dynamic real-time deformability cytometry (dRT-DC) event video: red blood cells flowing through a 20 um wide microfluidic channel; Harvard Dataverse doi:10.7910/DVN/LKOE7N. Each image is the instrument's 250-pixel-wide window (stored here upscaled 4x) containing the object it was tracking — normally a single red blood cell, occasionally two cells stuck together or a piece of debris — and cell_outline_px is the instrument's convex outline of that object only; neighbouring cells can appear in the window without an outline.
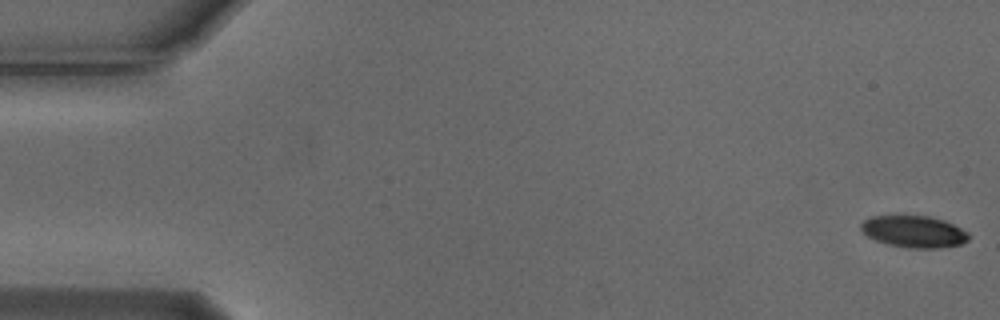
{"species": "Egyptian fruit bat (a non-hibernating species)", "species_latin": "Rousettus aegyptiacus", "temperature_condition": "cold", "stored_images_in_passage": 6, "segment_of_instrument_passage": [1, 2], "camera_frame_rate_fps": 3000, "um_per_image_px": 0.085, "animal": {"sex": "male"}, "frame": {"image": 1, "passage_image": 1, "time_ms": 0.0, "image_size_px": [1000, 320], "cell_outline_px": [[968, 240], [960, 244], [940, 248], [908, 248], [888, 244], [876, 240], [868, 236], [860, 228], [860, 224], [864, 220], [872, 216], [928, 216], [944, 220], [968, 232]], "centroid_in_image_um": [77.68, 19.69], "position_along_channel_um": 7.3, "area_um2": 19.77}}
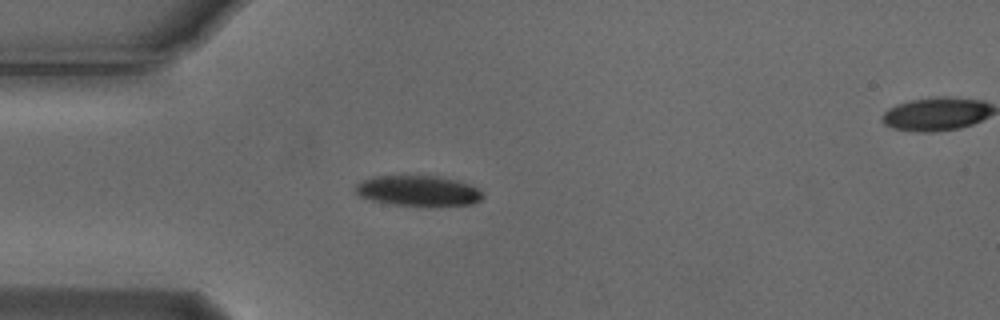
{"frame": {"image": 2, "passage_image": 5, "time_ms": 1.333, "image_size_px": [1000, 320], "cell_outline_px": [[484, 196], [480, 200], [472, 204], [392, 204], [372, 200], [360, 196], [356, 192], [356, 184], [372, 176], [436, 176], [456, 180], [468, 184], [476, 188]], "centroid_in_image_um": [35.51, 16.19], "position_along_channel_um": 49.5, "area_um2": 21.73}}